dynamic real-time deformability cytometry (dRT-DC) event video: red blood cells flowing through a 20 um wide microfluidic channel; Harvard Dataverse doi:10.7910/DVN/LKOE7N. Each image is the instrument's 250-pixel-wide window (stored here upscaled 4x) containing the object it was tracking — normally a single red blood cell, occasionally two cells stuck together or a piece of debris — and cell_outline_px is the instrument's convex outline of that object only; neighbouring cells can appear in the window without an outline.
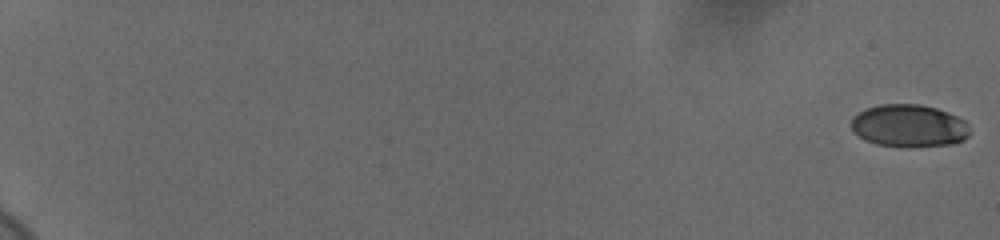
{"species": "human", "species_latin": "Homo sapiens", "temperature_condition": "cold", "stored_images_in_passage": 56, "camera_frame_rate_fps": 3000, "um_per_image_px": 0.085, "donor": {"sex": "female"}, "frame": {"image": 1, "passage_image": 1, "time_ms": 0.0, "image_size_px": [1000, 240], "cell_outline_px": [[972, 132], [964, 140], [952, 144], [912, 148], [904, 148], [876, 144], [864, 140], [852, 128], [852, 116], [868, 108], [880, 104], [920, 104], [936, 108], [948, 112], [964, 120], [968, 124]], "centroid_in_image_um": [77.31, 10.71], "position_along_channel_um": 7.7, "area_um2": 29.77}}
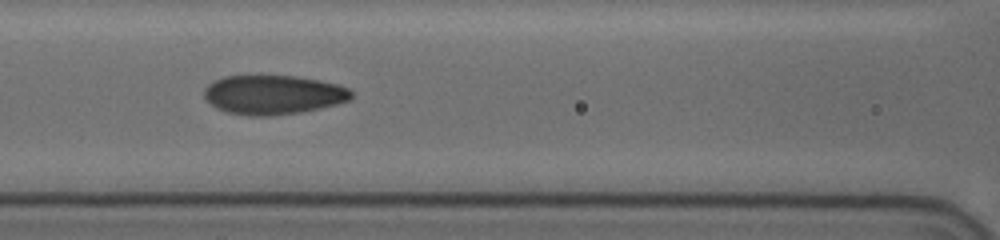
{"frame": {"image": 2, "passage_image": 31, "time_ms": 10.0, "image_size_px": [1000, 240], "cell_outline_px": [[352, 96], [348, 100], [336, 104], [320, 108], [300, 112], [268, 116], [248, 116], [228, 112], [212, 104], [204, 96], [204, 88], [212, 80], [224, 76], [296, 76], [320, 80], [336, 84], [348, 88], [352, 92]], "centroid_in_image_um": [23.21, 8.04], "position_along_channel_um": 143.4, "area_um2": 33.47}}
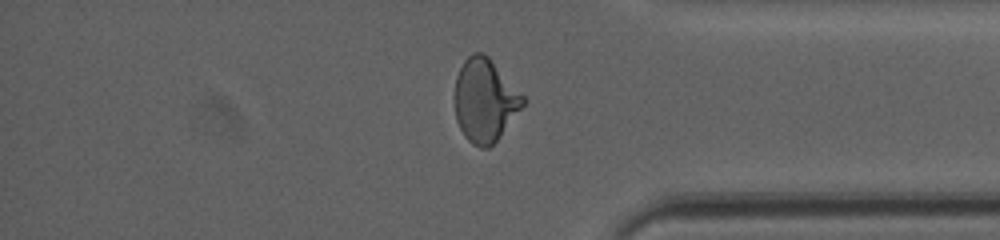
{"frame": {"image": 3, "passage_image": 52, "time_ms": 17.0, "image_size_px": [1000, 240], "cell_outline_px": [[528, 100], [500, 136], [488, 148], [480, 148], [472, 144], [464, 136], [456, 120], [456, 76], [464, 60], [472, 52], [484, 52], [488, 56]], "centroid_in_image_um": [41.23, 8.52], "position_along_channel_um": 394.0, "area_um2": 32.89}}